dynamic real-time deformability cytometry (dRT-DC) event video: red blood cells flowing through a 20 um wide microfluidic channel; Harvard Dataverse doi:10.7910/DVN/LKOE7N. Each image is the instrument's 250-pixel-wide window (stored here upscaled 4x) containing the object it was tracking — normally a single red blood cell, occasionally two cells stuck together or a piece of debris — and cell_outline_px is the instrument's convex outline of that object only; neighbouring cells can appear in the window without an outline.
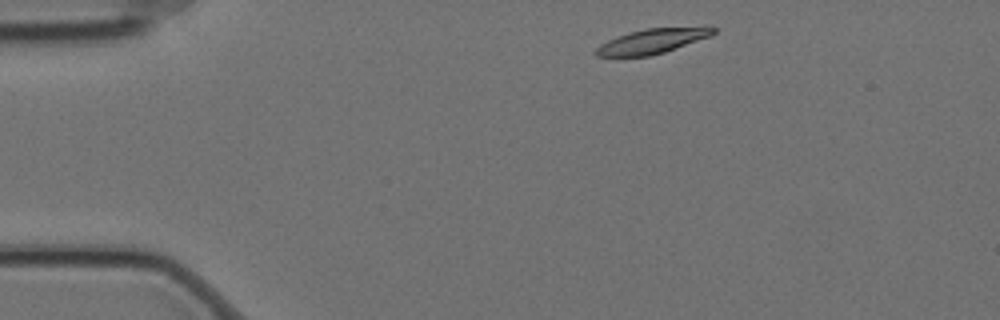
{"species": "Egyptian fruit bat (a non-hibernating species)", "species_latin": "Rousettus aegyptiacus", "temperature_condition": "cold", "stored_images_in_passage": 3, "camera_frame_rate_fps": 3000, "um_per_image_px": 0.085, "animal": {"sex": "female"}, "frame": {"image": 1, "passage_image": 1, "time_ms": 0.0, "image_size_px": [1000, 320], "cell_outline_px": [[716, 32], [708, 36], [664, 52], [648, 56], [596, 56], [596, 48], [600, 44], [616, 36], [628, 32], [644, 28], [704, 24], [712, 24], [716, 28]], "centroid_in_image_um": [55.54, 3.43], "position_along_channel_um": 29.5, "area_um2": 17.46}}